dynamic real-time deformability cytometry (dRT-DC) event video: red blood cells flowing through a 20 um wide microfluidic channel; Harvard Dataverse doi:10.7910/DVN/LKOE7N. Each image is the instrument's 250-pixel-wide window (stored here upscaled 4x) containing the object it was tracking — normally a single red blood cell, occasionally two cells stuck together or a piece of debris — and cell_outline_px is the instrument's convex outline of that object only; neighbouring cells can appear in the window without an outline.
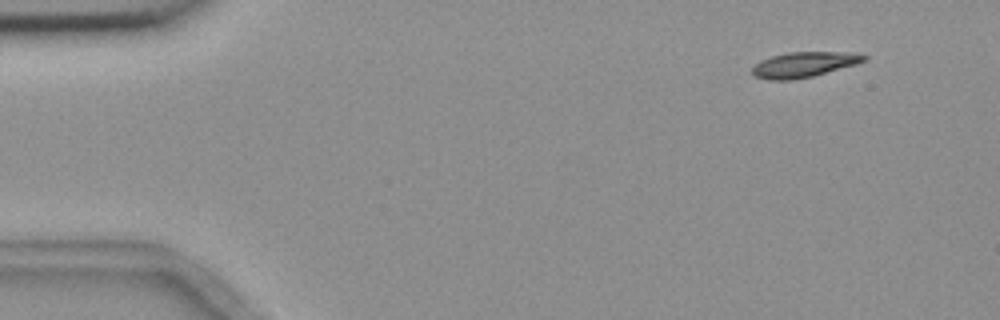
{"species": "common noctule bat (a hibernating species)", "species_latin": "Nyctalus noctula", "temperature_condition": "room temperature", "stored_images_in_passage": 3, "camera_frame_rate_fps": 3000, "um_per_image_px": 0.085, "animal": {"sex": "female", "body_mass_g": 18.4}, "frame": {"image": 1, "passage_image": 1, "time_ms": 0.0, "image_size_px": [1000, 320], "cell_outline_px": [[868, 60], [856, 64], [812, 76], [792, 80], [768, 80], [752, 76], [752, 68], [756, 64], [772, 56], [788, 52], [852, 52], [868, 56]], "centroid_in_image_um": [68.35, 5.49], "position_along_channel_um": 16.6, "area_um2": 16.42}}